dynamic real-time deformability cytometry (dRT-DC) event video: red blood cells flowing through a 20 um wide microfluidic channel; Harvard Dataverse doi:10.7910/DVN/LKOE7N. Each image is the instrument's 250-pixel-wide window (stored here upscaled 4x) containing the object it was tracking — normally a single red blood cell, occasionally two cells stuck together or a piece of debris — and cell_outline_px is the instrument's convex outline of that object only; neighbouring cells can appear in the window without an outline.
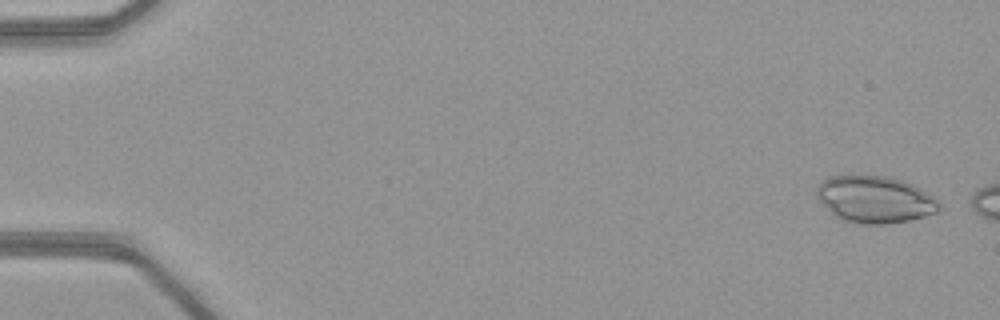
{"species": "common noctule bat (a hibernating species)", "species_latin": "Nyctalus noctula", "temperature_condition": "warm", "stored_images_in_passage": 7, "camera_frame_rate_fps": 3000, "um_per_image_px": 0.085, "animal": {"sex": "female", "body_mass_g": 21.9}, "frame": {"image": 1, "passage_image": 2, "time_ms": 0.333, "image_size_px": [1000, 320], "cell_outline_px": [[940, 208], [936, 212], [924, 216], [908, 220], [884, 224], [864, 224], [844, 220], [836, 216], [816, 196], [816, 192], [820, 184], [828, 176], [884, 176], [900, 180], [912, 184], [932, 196], [940, 204]], "centroid_in_image_um": [74.37, 16.95], "position_along_channel_um": 10.6, "area_um2": 32.71}}